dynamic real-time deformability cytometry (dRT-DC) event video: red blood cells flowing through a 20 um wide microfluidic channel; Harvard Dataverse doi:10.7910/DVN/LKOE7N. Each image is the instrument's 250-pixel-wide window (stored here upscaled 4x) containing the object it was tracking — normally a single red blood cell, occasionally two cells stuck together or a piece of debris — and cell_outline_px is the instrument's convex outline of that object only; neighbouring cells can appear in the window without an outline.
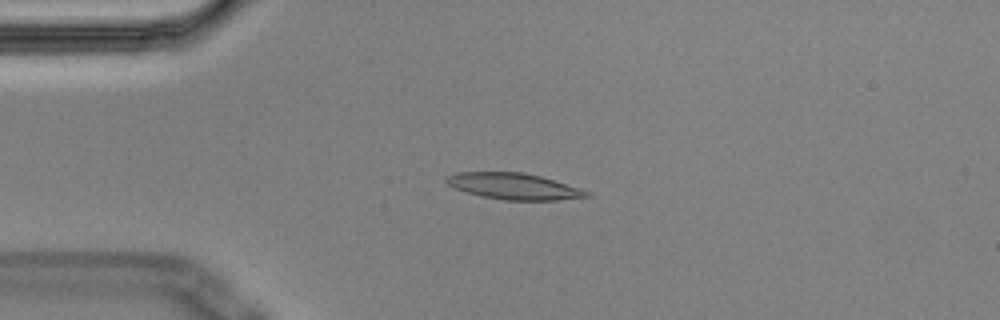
{"species": "Egyptian fruit bat (a non-hibernating species)", "species_latin": "Rousettus aegyptiacus", "temperature_condition": "cold", "stored_images_in_passage": 4, "camera_frame_rate_fps": 3000, "um_per_image_px": 0.085, "animal": {"sex": "male"}, "frame": {"image": 1, "passage_image": 4, "time_ms": 1.0, "image_size_px": [1000, 320], "cell_outline_px": [[592, 196], [556, 200], [504, 200], [484, 196], [468, 192], [456, 188], [448, 184], [444, 180], [448, 176], [456, 172], [524, 172], [540, 176], [580, 188], [592, 192]], "centroid_in_image_um": [43.72, 15.83], "position_along_channel_um": 41.3, "area_um2": 21.27}}